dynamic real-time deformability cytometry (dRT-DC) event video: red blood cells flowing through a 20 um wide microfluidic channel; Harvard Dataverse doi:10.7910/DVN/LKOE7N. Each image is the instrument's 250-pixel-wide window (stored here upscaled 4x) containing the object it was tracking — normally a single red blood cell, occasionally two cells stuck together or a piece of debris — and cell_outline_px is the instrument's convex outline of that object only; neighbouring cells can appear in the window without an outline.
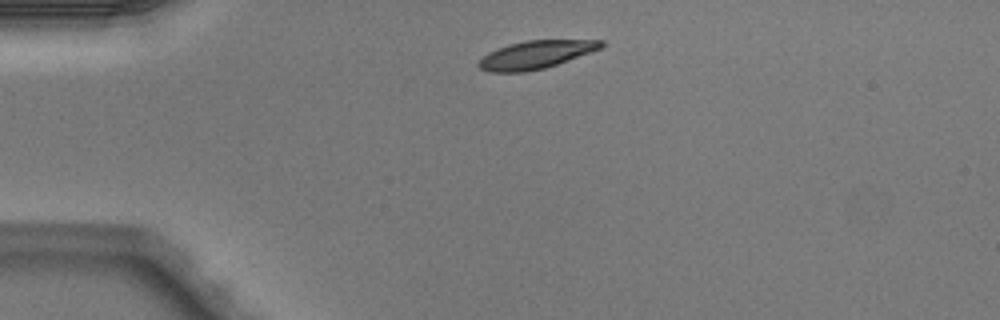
{"species": "Egyptian fruit bat (a non-hibernating species)", "species_latin": "Rousettus aegyptiacus", "temperature_condition": "warm", "stored_images_in_passage": 2, "camera_frame_rate_fps": 3000, "um_per_image_px": 0.085, "animal": {"sex": "male"}, "frame": {"image": 1, "passage_image": 1, "time_ms": 0.0, "image_size_px": [1000, 320], "cell_outline_px": [[604, 44], [600, 48], [556, 64], [544, 68], [524, 72], [488, 72], [480, 68], [476, 64], [488, 52], [508, 44], [524, 40], [604, 40]], "centroid_in_image_um": [45.48, 4.64], "position_along_channel_um": 39.5, "area_um2": 19.71}}